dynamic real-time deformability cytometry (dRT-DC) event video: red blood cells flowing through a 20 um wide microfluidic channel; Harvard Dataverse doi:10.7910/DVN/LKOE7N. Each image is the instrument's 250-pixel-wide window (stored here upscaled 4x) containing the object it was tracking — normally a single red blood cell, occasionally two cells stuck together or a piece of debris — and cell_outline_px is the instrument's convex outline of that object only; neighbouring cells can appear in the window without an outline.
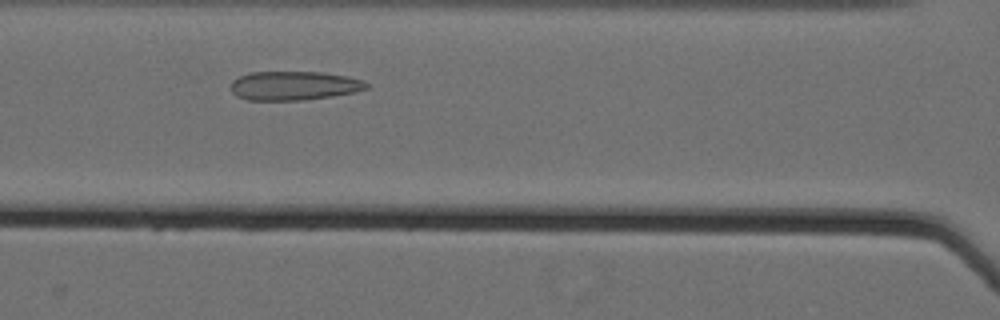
{"species": "Egyptian fruit bat (a non-hibernating species)", "species_latin": "Rousettus aegyptiacus", "temperature_condition": "cold", "stored_images_in_passage": 32, "camera_frame_rate_fps": 3000, "um_per_image_px": 0.085, "animal": {"sex": "female"}, "frame": {"image": 1, "passage_image": 9, "time_ms": 2.667, "image_size_px": [1000, 320], "cell_outline_px": [[368, 88], [356, 92], [332, 96], [300, 100], [248, 100], [236, 96], [232, 92], [232, 80], [240, 76], [252, 72], [320, 72], [344, 76], [364, 80], [368, 84]], "centroid_in_image_um": [24.99, 7.29], "position_along_channel_um": 141.6, "area_um2": 22.77}}
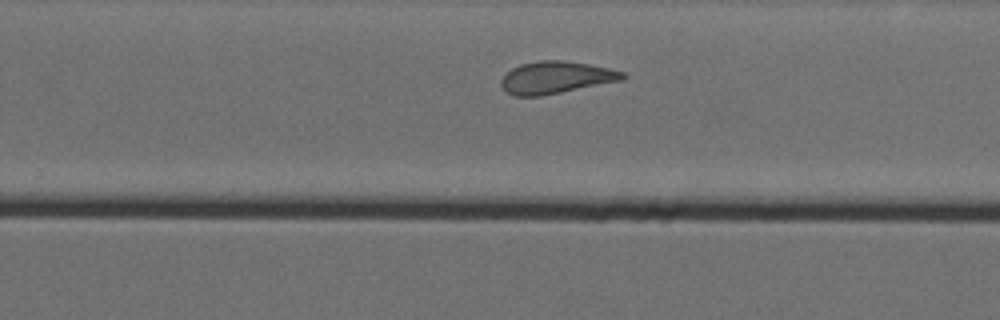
{"frame": {"image": 2, "passage_image": 21, "time_ms": 6.667, "image_size_px": [1000, 320], "cell_outline_px": [[628, 76], [624, 80], [540, 96], [512, 96], [500, 84], [500, 80], [512, 68], [520, 64], [540, 60], [564, 60], [588, 64], [608, 68], [624, 72]], "centroid_in_image_um": [47.27, 6.58], "position_along_channel_um": 282.5, "area_um2": 22.77}}
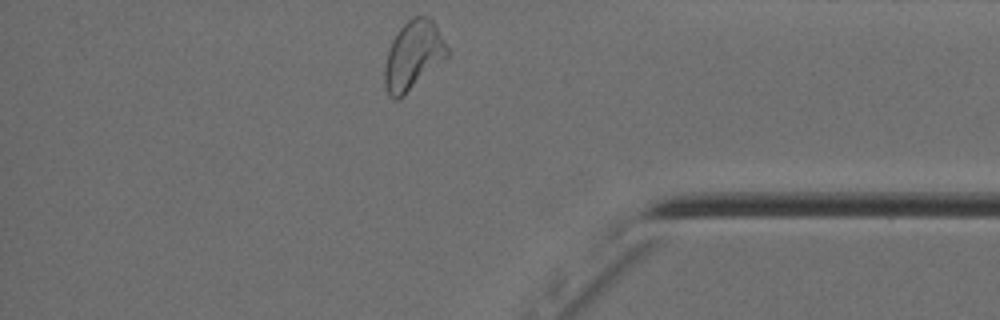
{"frame": {"image": 3, "passage_image": 32, "time_ms": 10.333, "image_size_px": [1000, 320], "cell_outline_px": [[448, 56], [404, 96], [396, 100], [388, 92], [384, 84], [384, 68], [388, 52], [392, 40], [400, 28], [412, 16], [428, 16], [432, 20], [448, 48]], "centroid_in_image_um": [35.11, 4.71], "position_along_channel_um": 400.1, "area_um2": 24.68}, "authors_computed_cell_mechanics": {"area_um2": 22.9466, "velocity_mm_per_s": 3.5405, "shape_relaxation_time_tau1_ms": null, "shape_relaxation_time_tau2_ms": 1.8584, "deformation_change_tau1": null, "deformation_change_tau2": 0.09}}